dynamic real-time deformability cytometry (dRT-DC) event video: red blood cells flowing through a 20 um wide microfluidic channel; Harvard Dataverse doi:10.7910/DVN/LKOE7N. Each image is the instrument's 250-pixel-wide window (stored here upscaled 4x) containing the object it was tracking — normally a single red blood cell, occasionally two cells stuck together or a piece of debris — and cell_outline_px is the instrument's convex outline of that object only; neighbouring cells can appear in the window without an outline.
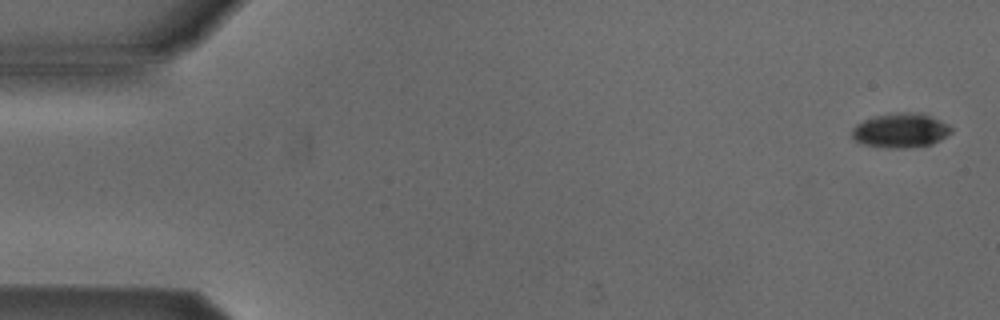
{"species": "Egyptian fruit bat (a non-hibernating species)", "species_latin": "Rousettus aegyptiacus", "temperature_condition": "cold", "stored_images_in_passage": 54, "camera_frame_rate_fps": 3000, "um_per_image_px": 0.085, "animal": {"sex": "male"}, "frame": {"image": 1, "passage_image": 2, "time_ms": 0.333, "image_size_px": [1000, 320], "cell_outline_px": [[952, 132], [940, 140], [932, 144], [908, 148], [888, 148], [864, 144], [852, 140], [852, 128], [856, 124], [864, 120], [876, 116], [904, 112], [928, 116], [940, 120], [948, 124], [952, 128]], "centroid_in_image_um": [76.53, 11.12], "position_along_channel_um": 8.5, "area_um2": 19.65}}
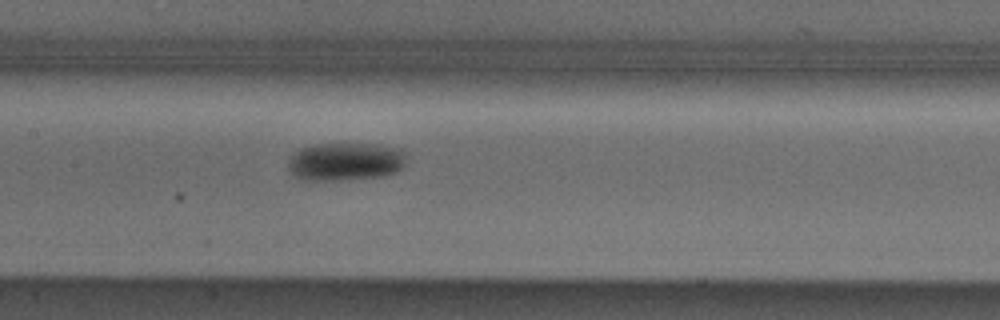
{"frame": {"image": 2, "passage_image": 26, "time_ms": 8.333, "image_size_px": [1000, 320], "cell_outline_px": [[404, 164], [396, 172], [384, 176], [340, 180], [300, 180], [292, 176], [288, 168], [288, 164], [292, 156], [300, 148], [312, 144], [380, 144], [400, 148], [404, 152]], "centroid_in_image_um": [29.33, 13.74], "position_along_channel_um": 178.1, "area_um2": 26.41}}
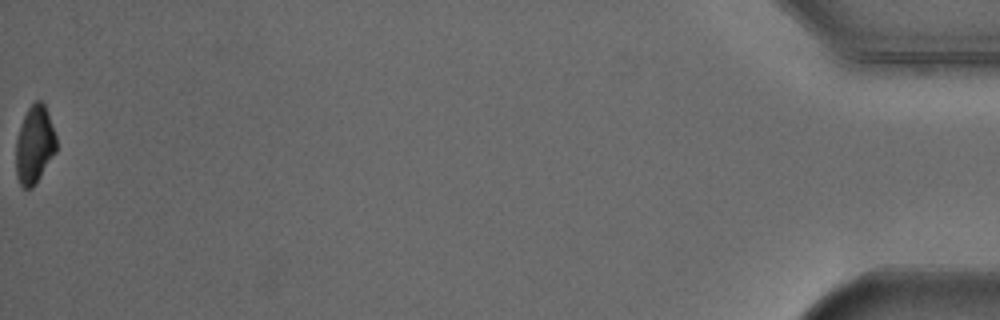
{"frame": {"image": 3, "passage_image": 54, "time_ms": 17.667, "image_size_px": [1000, 320], "cell_outline_px": [[56, 152], [32, 188], [24, 188], [20, 184], [16, 176], [16, 140], [24, 116], [28, 108], [36, 100], [40, 100], [44, 104], [56, 136]], "centroid_in_image_um": [2.93, 12.32], "position_along_channel_um": 432.3, "area_um2": 18.03}, "authors_computed_cell_mechanics": {"area_um2": 21.7039, "velocity_mm_per_s": 3.8652, "shape_relaxation_time_tau1_ms": 1.5063, "shape_relaxation_time_tau2_ms": null, "deformation_change_tau1": 0.1072, "deformation_change_tau2": null}}